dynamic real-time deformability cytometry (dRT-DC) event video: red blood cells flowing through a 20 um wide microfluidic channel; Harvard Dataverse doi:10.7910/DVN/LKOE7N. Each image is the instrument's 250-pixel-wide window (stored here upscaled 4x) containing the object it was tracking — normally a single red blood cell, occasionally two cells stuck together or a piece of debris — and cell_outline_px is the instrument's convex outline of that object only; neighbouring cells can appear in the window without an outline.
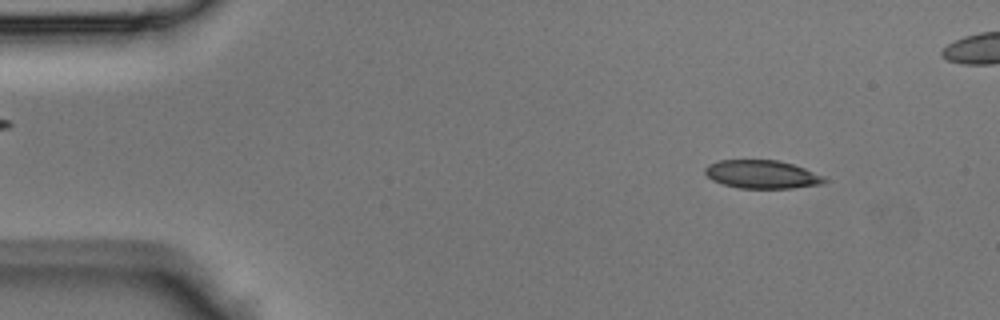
{"species": "Egyptian fruit bat (a non-hibernating species)", "species_latin": "Rousettus aegyptiacus", "temperature_condition": "room temperature", "stored_images_in_passage": 44, "camera_frame_rate_fps": 3000, "um_per_image_px": 0.085, "animal": {"sex": "male"}, "frame": {"image": 1, "passage_image": 4, "time_ms": 1.0, "image_size_px": [1000, 320], "cell_outline_px": [[828, 180], [824, 184], [792, 188], [740, 188], [724, 184], [712, 180], [704, 172], [704, 168], [708, 164], [720, 160], [776, 160], [792, 164], [804, 168], [824, 176]], "centroid_in_image_um": [64.78, 14.82], "position_along_channel_um": 20.2, "area_um2": 19.65}}
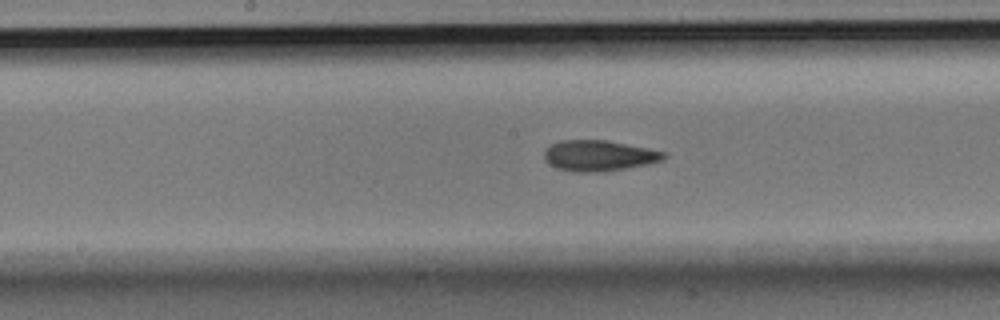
{"frame": {"image": 2, "passage_image": 21, "time_ms": 6.667, "image_size_px": [1000, 320], "cell_outline_px": [[668, 156], [664, 160], [648, 164], [604, 172], [576, 172], [556, 168], [548, 164], [544, 160], [544, 148], [560, 140], [608, 140], [648, 148], [664, 152]], "centroid_in_image_um": [50.89, 13.23], "position_along_channel_um": 197.3, "area_um2": 21.73}}
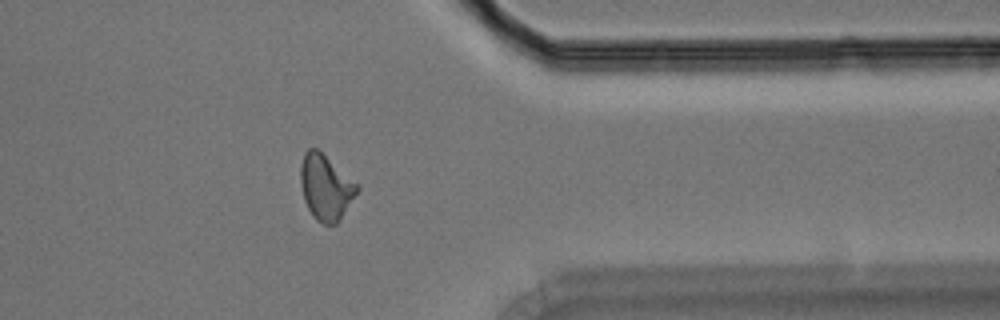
{"frame": {"image": 3, "passage_image": 34, "time_ms": 11.0, "image_size_px": [1000, 320], "cell_outline_px": [[360, 188], [336, 224], [324, 224], [316, 220], [312, 216], [304, 200], [300, 184], [300, 164], [304, 152], [308, 148], [316, 148], [356, 184]], "centroid_in_image_um": [27.63, 15.93], "position_along_channel_um": 383.8, "area_um2": 21.04}}